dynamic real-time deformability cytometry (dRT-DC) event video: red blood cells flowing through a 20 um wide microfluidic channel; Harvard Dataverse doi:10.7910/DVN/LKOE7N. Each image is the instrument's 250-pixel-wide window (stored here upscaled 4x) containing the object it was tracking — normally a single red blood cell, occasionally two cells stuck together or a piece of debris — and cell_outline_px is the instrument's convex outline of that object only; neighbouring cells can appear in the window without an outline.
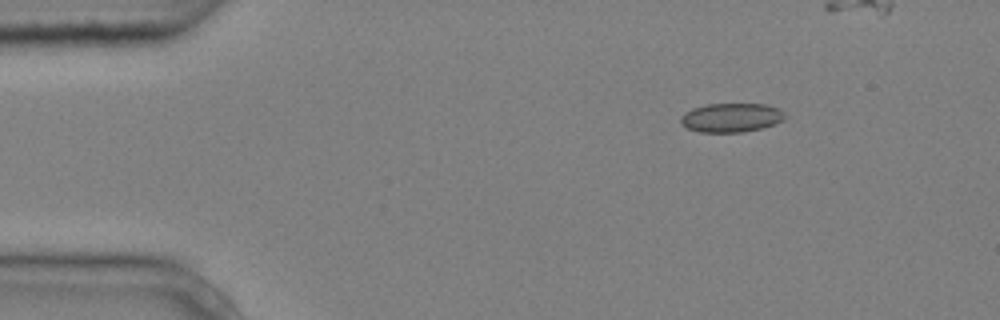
{"species": "common noctule bat (a hibernating species)", "species_latin": "Nyctalus noctula", "temperature_condition": "cold", "stored_images_in_passage": 5, "segment_of_instrument_passage": [1, 2], "camera_frame_rate_fps": 3000, "um_per_image_px": 0.085, "animal": {"sex": "male", "body_mass_g": 20.4}, "frame": {"image": 1, "passage_image": 2, "time_ms": 0.333, "image_size_px": [1000, 320], "cell_outline_px": [[788, 116], [772, 124], [760, 128], [744, 132], [700, 132], [688, 128], [680, 120], [680, 116], [692, 108], [708, 104], [764, 104], [780, 108]], "centroid_in_image_um": [62.16, 9.99], "position_along_channel_um": 22.8, "area_um2": 17.46}}